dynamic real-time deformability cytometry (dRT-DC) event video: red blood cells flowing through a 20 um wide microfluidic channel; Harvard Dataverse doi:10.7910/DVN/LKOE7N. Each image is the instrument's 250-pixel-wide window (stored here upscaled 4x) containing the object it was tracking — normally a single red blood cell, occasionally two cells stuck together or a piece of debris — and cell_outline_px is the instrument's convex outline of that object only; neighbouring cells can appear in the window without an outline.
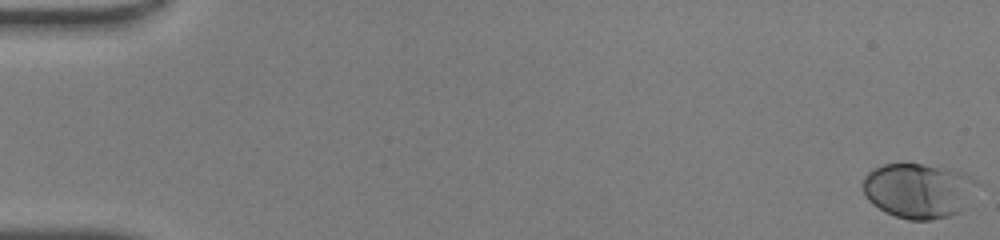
{"species": "human", "species_latin": "Homo sapiens", "temperature_condition": "warm", "stored_images_in_passage": 50, "camera_frame_rate_fps": 3000, "um_per_image_px": 0.085, "donor": {"sex": "male"}, "frame": {"image": 1, "passage_image": 1, "time_ms": 0.0, "image_size_px": [1000, 240], "cell_outline_px": [[980, 184], [960, 212], [948, 216], [932, 220], [908, 220], [884, 212], [872, 204], [864, 196], [864, 176], [872, 168], [884, 164], [920, 164], [948, 168], [968, 176], [976, 180]], "centroid_in_image_um": [78.05, 16.21], "position_along_channel_um": 7.0, "area_um2": 36.59}}
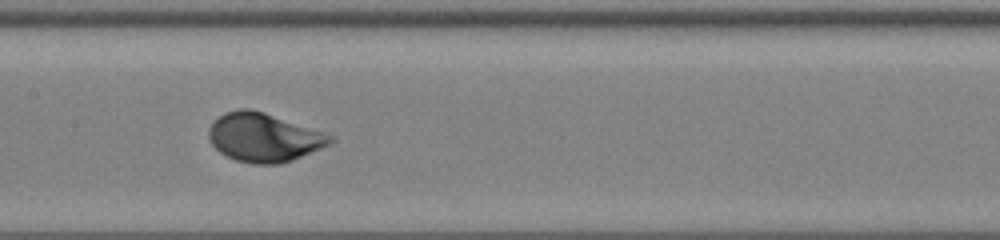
{"frame": {"image": 2, "passage_image": 26, "time_ms": 8.333, "image_size_px": [1000, 240], "cell_outline_px": [[336, 140], [320, 148], [292, 160], [280, 164], [252, 164], [236, 160], [220, 152], [208, 140], [208, 128], [224, 112], [240, 108], [248, 108], [264, 112], [336, 136]], "centroid_in_image_um": [22.42, 11.68], "position_along_channel_um": 185.0, "area_um2": 34.39}}
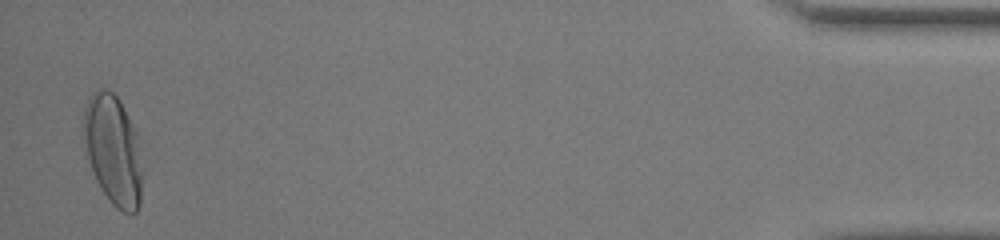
{"frame": {"image": 3, "passage_image": 49, "time_ms": 16.0, "image_size_px": [1000, 240], "cell_outline_px": [[144, 168], [140, 204], [136, 212], [124, 212], [116, 208], [112, 204], [96, 180], [88, 156], [84, 140], [84, 108], [92, 92], [100, 88], [112, 92], [120, 100], [136, 132]], "centroid_in_image_um": [9.66, 12.77], "position_along_channel_um": 425.5, "area_um2": 37.63}, "authors_computed_cell_mechanics": {"area_um2": 33.524, "velocity_mm_per_s": 4.2341, "shape_relaxation_time_tau1_ms": 2.3908, "shape_relaxation_time_tau2_ms": null, "deformation_change_tau1": 0.1595, "deformation_change_tau2": null}}